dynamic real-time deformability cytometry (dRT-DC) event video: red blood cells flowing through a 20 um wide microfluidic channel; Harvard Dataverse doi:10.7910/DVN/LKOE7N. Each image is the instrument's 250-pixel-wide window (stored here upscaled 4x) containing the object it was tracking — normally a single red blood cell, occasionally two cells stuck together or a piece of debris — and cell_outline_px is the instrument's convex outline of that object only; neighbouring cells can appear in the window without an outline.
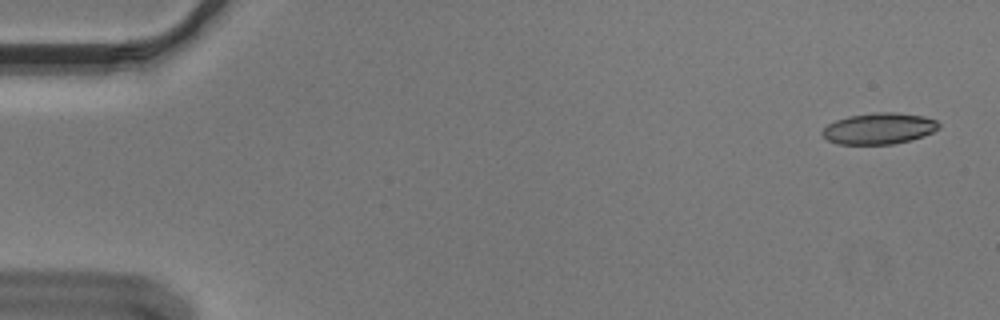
{"species": "Egyptian fruit bat (a non-hibernating species)", "species_latin": "Rousettus aegyptiacus", "temperature_condition": "cold", "stored_images_in_passage": 55, "camera_frame_rate_fps": 3000, "um_per_image_px": 0.085, "animal": {"sex": "male"}, "frame": {"image": 1, "passage_image": 2, "time_ms": 0.333, "image_size_px": [1000, 320], "cell_outline_px": [[940, 128], [924, 136], [912, 140], [892, 144], [836, 144], [828, 140], [820, 132], [828, 124], [836, 120], [848, 116], [872, 112], [892, 112], [924, 116], [936, 120], [940, 124]], "centroid_in_image_um": [74.72, 10.92], "position_along_channel_um": 10.3, "area_um2": 21.33}}
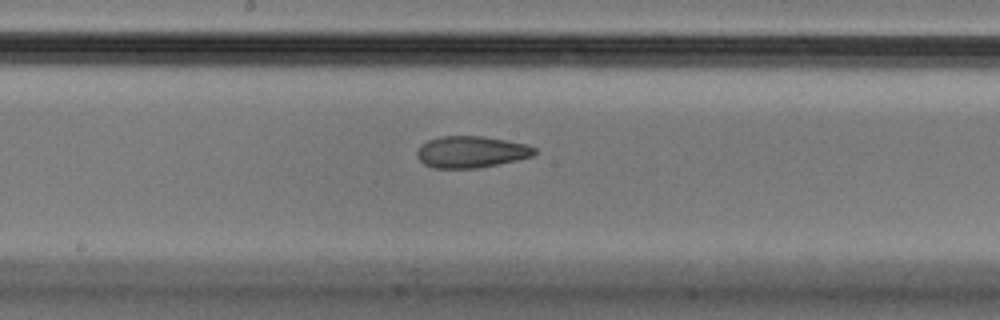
{"frame": {"image": 2, "passage_image": 29, "time_ms": 9.333, "image_size_px": [1000, 320], "cell_outline_px": [[536, 152], [532, 156], [516, 160], [476, 168], [432, 168], [424, 164], [416, 156], [416, 152], [420, 144], [428, 140], [440, 136], [484, 136], [528, 144], [536, 148]], "centroid_in_image_um": [40.02, 12.9], "position_along_channel_um": 208.2, "area_um2": 21.73}}
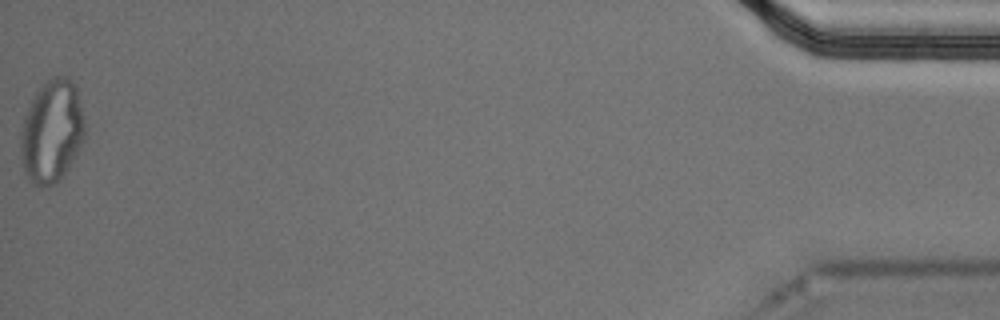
{"frame": {"image": 3, "passage_image": 55, "time_ms": 18.0, "image_size_px": [1000, 320], "cell_outline_px": [[84, 140], [76, 156], [60, 180], [56, 184], [40, 188], [32, 184], [28, 180], [20, 160], [20, 132], [24, 116], [36, 92], [52, 76], [68, 76], [76, 84], [84, 120]], "centroid_in_image_um": [4.39, 11.21], "position_along_channel_um": 430.8, "area_um2": 38.96}, "authors_computed_cell_mechanics": {"area_um2": 22.3108, "velocity_mm_per_s": 3.6469, "shape_relaxation_time_tau1_ms": null, "shape_relaxation_time_tau2_ms": 3.6359, "deformation_change_tau1": null, "deformation_change_tau2": 0.109}}